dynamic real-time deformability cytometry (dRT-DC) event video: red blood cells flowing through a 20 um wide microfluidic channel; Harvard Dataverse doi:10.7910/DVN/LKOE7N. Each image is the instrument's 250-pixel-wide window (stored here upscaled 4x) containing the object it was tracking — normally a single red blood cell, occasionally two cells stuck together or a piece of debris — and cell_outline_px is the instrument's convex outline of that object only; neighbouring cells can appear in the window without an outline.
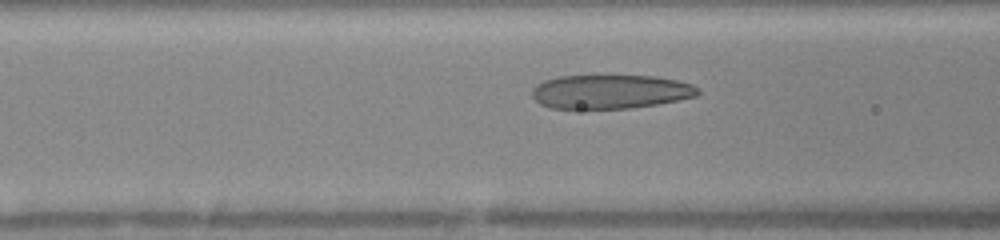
{"species": "human", "species_latin": "Homo sapiens", "temperature_condition": "warm", "stored_images_in_passage": 31, "camera_frame_rate_fps": 3000, "um_per_image_px": 0.085, "donor": {"sex": "female"}, "frame": {"image": 1, "passage_image": 7, "time_ms": 1.0, "image_size_px": [1000, 240], "cell_outline_px": [[700, 92], [696, 96], [656, 104], [632, 108], [552, 108], [540, 104], [532, 96], [532, 88], [536, 84], [544, 80], [560, 76], [652, 76], [676, 80], [692, 84], [700, 88]], "centroid_in_image_um": [51.87, 7.79], "position_along_channel_um": 114.7, "area_um2": 32.66}}
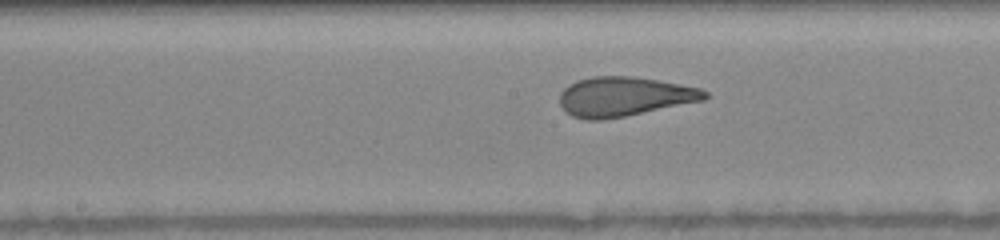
{"frame": {"image": 2, "passage_image": 13, "time_ms": 3.0, "image_size_px": [1000, 240], "cell_outline_px": [[708, 96], [704, 100], [604, 120], [584, 120], [572, 116], [564, 112], [560, 104], [560, 92], [568, 84], [576, 80], [592, 76], [632, 76], [656, 80], [700, 88], [708, 92]], "centroid_in_image_um": [52.99, 8.21], "position_along_channel_um": 195.2, "area_um2": 33.35}}
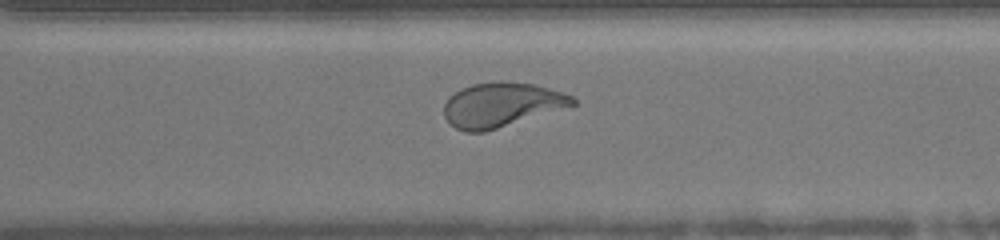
{"frame": {"image": 3, "passage_image": 26, "time_ms": 6.333, "image_size_px": [1000, 240], "cell_outline_px": [[576, 104], [484, 132], [464, 132], [456, 128], [444, 116], [444, 104], [448, 96], [460, 88], [472, 84], [500, 80], [532, 84], [548, 88], [572, 96], [576, 100]], "centroid_in_image_um": [42.56, 8.89], "position_along_channel_um": 328.0, "area_um2": 33.0}}